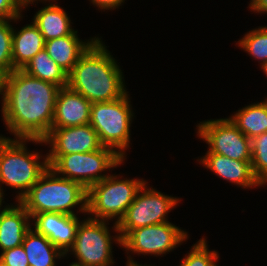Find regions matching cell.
<instances>
[{
    "instance_id": "16",
    "label": "cell",
    "mask_w": 267,
    "mask_h": 266,
    "mask_svg": "<svg viewBox=\"0 0 267 266\" xmlns=\"http://www.w3.org/2000/svg\"><path fill=\"white\" fill-rule=\"evenodd\" d=\"M0 203V249L1 252L21 246L26 232L31 228V216L18 201L16 205Z\"/></svg>"
},
{
    "instance_id": "14",
    "label": "cell",
    "mask_w": 267,
    "mask_h": 266,
    "mask_svg": "<svg viewBox=\"0 0 267 266\" xmlns=\"http://www.w3.org/2000/svg\"><path fill=\"white\" fill-rule=\"evenodd\" d=\"M92 103L68 86L60 88L51 128L89 124Z\"/></svg>"
},
{
    "instance_id": "11",
    "label": "cell",
    "mask_w": 267,
    "mask_h": 266,
    "mask_svg": "<svg viewBox=\"0 0 267 266\" xmlns=\"http://www.w3.org/2000/svg\"><path fill=\"white\" fill-rule=\"evenodd\" d=\"M188 238L186 231L170 222H164L131 230L121 240V246L126 249L127 255L131 252L160 256L172 251Z\"/></svg>"
},
{
    "instance_id": "2",
    "label": "cell",
    "mask_w": 267,
    "mask_h": 266,
    "mask_svg": "<svg viewBox=\"0 0 267 266\" xmlns=\"http://www.w3.org/2000/svg\"><path fill=\"white\" fill-rule=\"evenodd\" d=\"M123 72L98 38L68 73L67 86L91 103L109 102L125 96Z\"/></svg>"
},
{
    "instance_id": "27",
    "label": "cell",
    "mask_w": 267,
    "mask_h": 266,
    "mask_svg": "<svg viewBox=\"0 0 267 266\" xmlns=\"http://www.w3.org/2000/svg\"><path fill=\"white\" fill-rule=\"evenodd\" d=\"M0 264L3 266H29L23 246L21 245L1 252Z\"/></svg>"
},
{
    "instance_id": "26",
    "label": "cell",
    "mask_w": 267,
    "mask_h": 266,
    "mask_svg": "<svg viewBox=\"0 0 267 266\" xmlns=\"http://www.w3.org/2000/svg\"><path fill=\"white\" fill-rule=\"evenodd\" d=\"M17 19H0V70L9 74L13 71L12 63V34L13 27L10 25L14 20L17 22ZM10 21V22H9Z\"/></svg>"
},
{
    "instance_id": "32",
    "label": "cell",
    "mask_w": 267,
    "mask_h": 266,
    "mask_svg": "<svg viewBox=\"0 0 267 266\" xmlns=\"http://www.w3.org/2000/svg\"><path fill=\"white\" fill-rule=\"evenodd\" d=\"M127 258H128V261H127V264H126V266H149V265H140V264H138L136 261H134L132 258H131V255L130 256H127Z\"/></svg>"
},
{
    "instance_id": "24",
    "label": "cell",
    "mask_w": 267,
    "mask_h": 266,
    "mask_svg": "<svg viewBox=\"0 0 267 266\" xmlns=\"http://www.w3.org/2000/svg\"><path fill=\"white\" fill-rule=\"evenodd\" d=\"M251 153L254 176L264 187L267 185V132L251 139Z\"/></svg>"
},
{
    "instance_id": "33",
    "label": "cell",
    "mask_w": 267,
    "mask_h": 266,
    "mask_svg": "<svg viewBox=\"0 0 267 266\" xmlns=\"http://www.w3.org/2000/svg\"><path fill=\"white\" fill-rule=\"evenodd\" d=\"M35 1H36V2H37V1H41V2H42L43 0H24V7H25V8H27L26 6L29 7V4H31V3L33 4ZM44 1H46V2L49 1V3H50V1H54V2H56V0H44Z\"/></svg>"
},
{
    "instance_id": "5",
    "label": "cell",
    "mask_w": 267,
    "mask_h": 266,
    "mask_svg": "<svg viewBox=\"0 0 267 266\" xmlns=\"http://www.w3.org/2000/svg\"><path fill=\"white\" fill-rule=\"evenodd\" d=\"M123 161L113 149L107 147L87 153L47 154L50 168L61 177L80 183L86 190L109 176L101 172L110 171Z\"/></svg>"
},
{
    "instance_id": "25",
    "label": "cell",
    "mask_w": 267,
    "mask_h": 266,
    "mask_svg": "<svg viewBox=\"0 0 267 266\" xmlns=\"http://www.w3.org/2000/svg\"><path fill=\"white\" fill-rule=\"evenodd\" d=\"M218 258L219 254L216 251H210L206 239L202 237L191 247L179 266H216Z\"/></svg>"
},
{
    "instance_id": "4",
    "label": "cell",
    "mask_w": 267,
    "mask_h": 266,
    "mask_svg": "<svg viewBox=\"0 0 267 266\" xmlns=\"http://www.w3.org/2000/svg\"><path fill=\"white\" fill-rule=\"evenodd\" d=\"M44 143L41 139L6 138L0 136V185L21 190L16 196L20 201L49 167L47 155L43 158L38 152H28L26 142ZM44 159L42 162L40 159ZM0 186V200L3 198V188Z\"/></svg>"
},
{
    "instance_id": "18",
    "label": "cell",
    "mask_w": 267,
    "mask_h": 266,
    "mask_svg": "<svg viewBox=\"0 0 267 266\" xmlns=\"http://www.w3.org/2000/svg\"><path fill=\"white\" fill-rule=\"evenodd\" d=\"M31 23L22 27L19 31L13 29V70H22L26 64L45 47L43 35L33 22Z\"/></svg>"
},
{
    "instance_id": "7",
    "label": "cell",
    "mask_w": 267,
    "mask_h": 266,
    "mask_svg": "<svg viewBox=\"0 0 267 266\" xmlns=\"http://www.w3.org/2000/svg\"><path fill=\"white\" fill-rule=\"evenodd\" d=\"M145 182L137 178L119 179L114 174L95 183L87 190L88 215H92V219L106 221L114 218L118 224Z\"/></svg>"
},
{
    "instance_id": "12",
    "label": "cell",
    "mask_w": 267,
    "mask_h": 266,
    "mask_svg": "<svg viewBox=\"0 0 267 266\" xmlns=\"http://www.w3.org/2000/svg\"><path fill=\"white\" fill-rule=\"evenodd\" d=\"M51 149L47 154L87 153L101 149L98 134L90 124L51 128L43 139Z\"/></svg>"
},
{
    "instance_id": "3",
    "label": "cell",
    "mask_w": 267,
    "mask_h": 266,
    "mask_svg": "<svg viewBox=\"0 0 267 266\" xmlns=\"http://www.w3.org/2000/svg\"><path fill=\"white\" fill-rule=\"evenodd\" d=\"M29 214L61 213L76 215L73 208L87 213V190L73 180L60 177L48 167L19 201Z\"/></svg>"
},
{
    "instance_id": "17",
    "label": "cell",
    "mask_w": 267,
    "mask_h": 266,
    "mask_svg": "<svg viewBox=\"0 0 267 266\" xmlns=\"http://www.w3.org/2000/svg\"><path fill=\"white\" fill-rule=\"evenodd\" d=\"M98 39L92 38L83 42L74 31L70 35L51 39L45 42L44 49L48 55L67 73H69L79 58Z\"/></svg>"
},
{
    "instance_id": "10",
    "label": "cell",
    "mask_w": 267,
    "mask_h": 266,
    "mask_svg": "<svg viewBox=\"0 0 267 266\" xmlns=\"http://www.w3.org/2000/svg\"><path fill=\"white\" fill-rule=\"evenodd\" d=\"M198 137L209 145L207 153H217L238 161H251V140L230 118L198 123Z\"/></svg>"
},
{
    "instance_id": "8",
    "label": "cell",
    "mask_w": 267,
    "mask_h": 266,
    "mask_svg": "<svg viewBox=\"0 0 267 266\" xmlns=\"http://www.w3.org/2000/svg\"><path fill=\"white\" fill-rule=\"evenodd\" d=\"M146 183L138 191L123 218L118 224L114 223L113 230L118 236H112L113 241L120 246L121 240L131 230L169 222L166 215L180 202V198L167 196L153 188H148Z\"/></svg>"
},
{
    "instance_id": "20",
    "label": "cell",
    "mask_w": 267,
    "mask_h": 266,
    "mask_svg": "<svg viewBox=\"0 0 267 266\" xmlns=\"http://www.w3.org/2000/svg\"><path fill=\"white\" fill-rule=\"evenodd\" d=\"M22 246L29 266H56L55 260L65 257V254L47 237L36 232L32 227L26 232Z\"/></svg>"
},
{
    "instance_id": "28",
    "label": "cell",
    "mask_w": 267,
    "mask_h": 266,
    "mask_svg": "<svg viewBox=\"0 0 267 266\" xmlns=\"http://www.w3.org/2000/svg\"><path fill=\"white\" fill-rule=\"evenodd\" d=\"M23 8L24 0H0V19H17Z\"/></svg>"
},
{
    "instance_id": "29",
    "label": "cell",
    "mask_w": 267,
    "mask_h": 266,
    "mask_svg": "<svg viewBox=\"0 0 267 266\" xmlns=\"http://www.w3.org/2000/svg\"><path fill=\"white\" fill-rule=\"evenodd\" d=\"M125 0H91V3L98 7V9H104L105 10H113L117 7L121 6L122 3H124Z\"/></svg>"
},
{
    "instance_id": "35",
    "label": "cell",
    "mask_w": 267,
    "mask_h": 266,
    "mask_svg": "<svg viewBox=\"0 0 267 266\" xmlns=\"http://www.w3.org/2000/svg\"><path fill=\"white\" fill-rule=\"evenodd\" d=\"M69 266H82V265H79V264L72 262L71 264H69Z\"/></svg>"
},
{
    "instance_id": "23",
    "label": "cell",
    "mask_w": 267,
    "mask_h": 266,
    "mask_svg": "<svg viewBox=\"0 0 267 266\" xmlns=\"http://www.w3.org/2000/svg\"><path fill=\"white\" fill-rule=\"evenodd\" d=\"M240 48L250 54L255 60L267 62V27L262 26L245 34L238 42Z\"/></svg>"
},
{
    "instance_id": "9",
    "label": "cell",
    "mask_w": 267,
    "mask_h": 266,
    "mask_svg": "<svg viewBox=\"0 0 267 266\" xmlns=\"http://www.w3.org/2000/svg\"><path fill=\"white\" fill-rule=\"evenodd\" d=\"M106 220L87 218L80 221L73 246L69 252L77 259L76 264L82 266H111L112 237Z\"/></svg>"
},
{
    "instance_id": "15",
    "label": "cell",
    "mask_w": 267,
    "mask_h": 266,
    "mask_svg": "<svg viewBox=\"0 0 267 266\" xmlns=\"http://www.w3.org/2000/svg\"><path fill=\"white\" fill-rule=\"evenodd\" d=\"M199 160V163L203 164L205 168L239 187L262 186L254 176L251 161H238L217 153H206Z\"/></svg>"
},
{
    "instance_id": "22",
    "label": "cell",
    "mask_w": 267,
    "mask_h": 266,
    "mask_svg": "<svg viewBox=\"0 0 267 266\" xmlns=\"http://www.w3.org/2000/svg\"><path fill=\"white\" fill-rule=\"evenodd\" d=\"M22 70L34 78L61 88L68 84V73L48 55L45 49L39 51Z\"/></svg>"
},
{
    "instance_id": "6",
    "label": "cell",
    "mask_w": 267,
    "mask_h": 266,
    "mask_svg": "<svg viewBox=\"0 0 267 266\" xmlns=\"http://www.w3.org/2000/svg\"><path fill=\"white\" fill-rule=\"evenodd\" d=\"M128 93L109 102H96L91 105L90 122L98 134L103 147L113 149L125 159V149L130 144V126L133 111Z\"/></svg>"
},
{
    "instance_id": "13",
    "label": "cell",
    "mask_w": 267,
    "mask_h": 266,
    "mask_svg": "<svg viewBox=\"0 0 267 266\" xmlns=\"http://www.w3.org/2000/svg\"><path fill=\"white\" fill-rule=\"evenodd\" d=\"M33 229L47 237L64 254L73 246L76 231L80 223L77 215L61 213L30 214Z\"/></svg>"
},
{
    "instance_id": "30",
    "label": "cell",
    "mask_w": 267,
    "mask_h": 266,
    "mask_svg": "<svg viewBox=\"0 0 267 266\" xmlns=\"http://www.w3.org/2000/svg\"><path fill=\"white\" fill-rule=\"evenodd\" d=\"M249 8L258 13H267V0H251Z\"/></svg>"
},
{
    "instance_id": "21",
    "label": "cell",
    "mask_w": 267,
    "mask_h": 266,
    "mask_svg": "<svg viewBox=\"0 0 267 266\" xmlns=\"http://www.w3.org/2000/svg\"><path fill=\"white\" fill-rule=\"evenodd\" d=\"M229 118L251 140L267 132V99L241 108Z\"/></svg>"
},
{
    "instance_id": "1",
    "label": "cell",
    "mask_w": 267,
    "mask_h": 266,
    "mask_svg": "<svg viewBox=\"0 0 267 266\" xmlns=\"http://www.w3.org/2000/svg\"><path fill=\"white\" fill-rule=\"evenodd\" d=\"M60 88L23 70L6 74L2 120L15 139L43 140L49 134Z\"/></svg>"
},
{
    "instance_id": "19",
    "label": "cell",
    "mask_w": 267,
    "mask_h": 266,
    "mask_svg": "<svg viewBox=\"0 0 267 266\" xmlns=\"http://www.w3.org/2000/svg\"><path fill=\"white\" fill-rule=\"evenodd\" d=\"M47 5L36 12L33 19V24L40 30L44 41L72 34L75 30L64 9L52 2Z\"/></svg>"
},
{
    "instance_id": "31",
    "label": "cell",
    "mask_w": 267,
    "mask_h": 266,
    "mask_svg": "<svg viewBox=\"0 0 267 266\" xmlns=\"http://www.w3.org/2000/svg\"><path fill=\"white\" fill-rule=\"evenodd\" d=\"M6 73L0 70V95H2V102L4 99Z\"/></svg>"
},
{
    "instance_id": "34",
    "label": "cell",
    "mask_w": 267,
    "mask_h": 266,
    "mask_svg": "<svg viewBox=\"0 0 267 266\" xmlns=\"http://www.w3.org/2000/svg\"><path fill=\"white\" fill-rule=\"evenodd\" d=\"M262 70L264 71L265 75H267V62L261 65Z\"/></svg>"
}]
</instances>
